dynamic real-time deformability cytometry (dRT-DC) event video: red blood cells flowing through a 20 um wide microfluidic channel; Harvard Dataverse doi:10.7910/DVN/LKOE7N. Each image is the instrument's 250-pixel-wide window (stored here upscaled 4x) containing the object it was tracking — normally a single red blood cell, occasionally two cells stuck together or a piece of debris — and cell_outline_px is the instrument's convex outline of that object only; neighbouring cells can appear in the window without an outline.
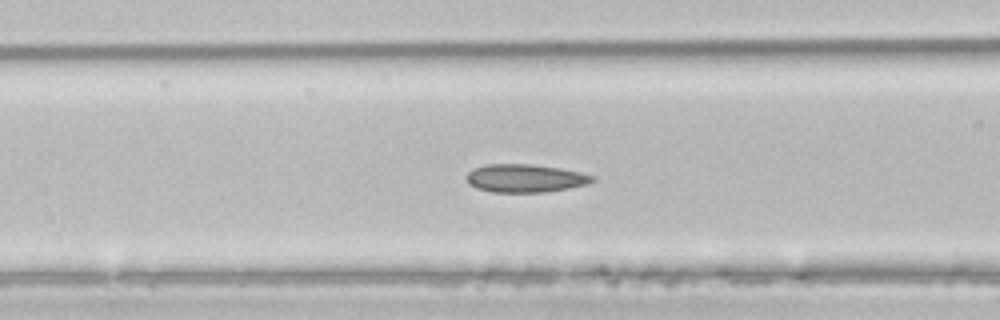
{"species": "common noctule bat (a hibernating species)", "species_latin": "Nyctalus noctula", "temperature_condition": "room temperature", "stored_images_in_passage": 46, "camera_frame_rate_fps": 3000, "um_per_image_px": 0.085, "animal": {"sex": "male", "body_mass_g": 21.5, "forearm_length_mm": 52.0}, "frame": {"image": 1, "passage_image": 14, "time_ms": 4.333, "image_size_px": [1000, 320], "cell_outline_px": [[596, 180], [588, 184], [568, 188], [544, 192], [492, 192], [476, 188], [468, 184], [468, 172], [472, 168], [484, 164], [532, 164], [560, 168], [580, 172], [596, 176]], "centroid_in_image_um": [44.65, 15.14], "position_along_channel_um": 121.9, "area_um2": 20.75}}
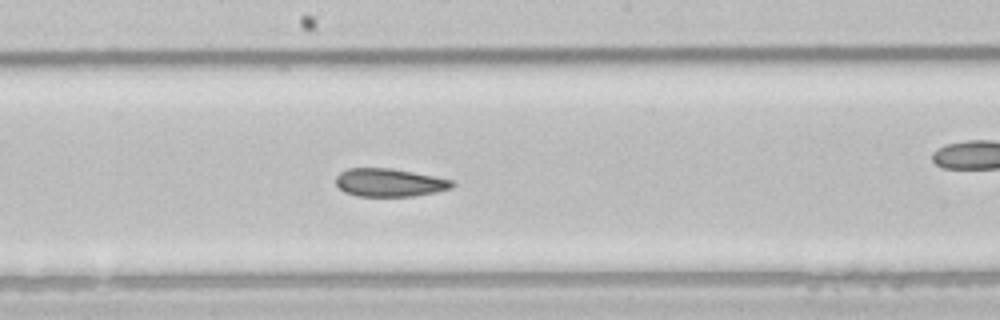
{"frame": {"image": 2, "passage_image": 21, "time_ms": 6.667, "image_size_px": [1000, 320], "cell_outline_px": [[456, 184], [452, 188], [436, 192], [412, 196], [356, 196], [344, 192], [336, 184], [336, 176], [340, 172], [348, 168], [392, 168], [436, 176], [456, 180]], "centroid_in_image_um": [33.15, 15.51], "position_along_channel_um": 215.1, "area_um2": 19.31}}
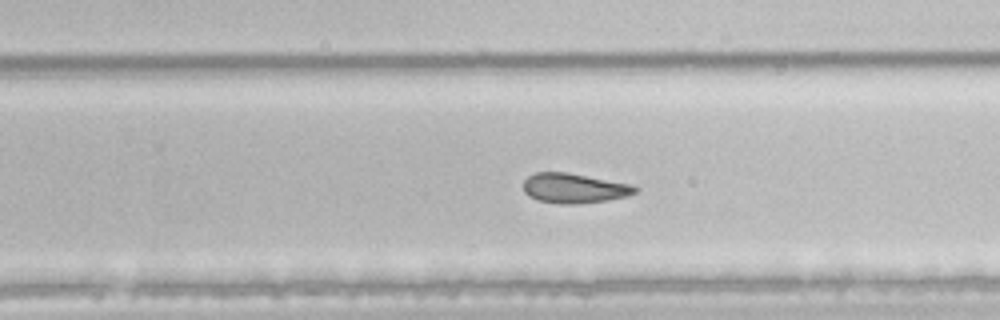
{"frame": {"image": 3, "passage_image": 26, "time_ms": 8.333, "image_size_px": [1000, 320], "cell_outline_px": [[640, 188], [636, 192], [628, 196], [608, 200], [576, 204], [560, 204], [540, 200], [528, 196], [524, 192], [524, 180], [528, 176], [536, 172], [568, 172], [632, 184]], "centroid_in_image_um": [48.83, 15.99], "position_along_channel_um": 281.0, "area_um2": 19.54}, "authors_computed_cell_mechanics": {"area_um2": 20.7791, "velocity_mm_per_s": 3.9837, "shape_relaxation_time_tau1_ms": 11.1669, "shape_relaxation_time_tau2_ms": 2.7328, "deformation_change_tau1": 0.1784, "deformation_change_tau2": 0.0832}}